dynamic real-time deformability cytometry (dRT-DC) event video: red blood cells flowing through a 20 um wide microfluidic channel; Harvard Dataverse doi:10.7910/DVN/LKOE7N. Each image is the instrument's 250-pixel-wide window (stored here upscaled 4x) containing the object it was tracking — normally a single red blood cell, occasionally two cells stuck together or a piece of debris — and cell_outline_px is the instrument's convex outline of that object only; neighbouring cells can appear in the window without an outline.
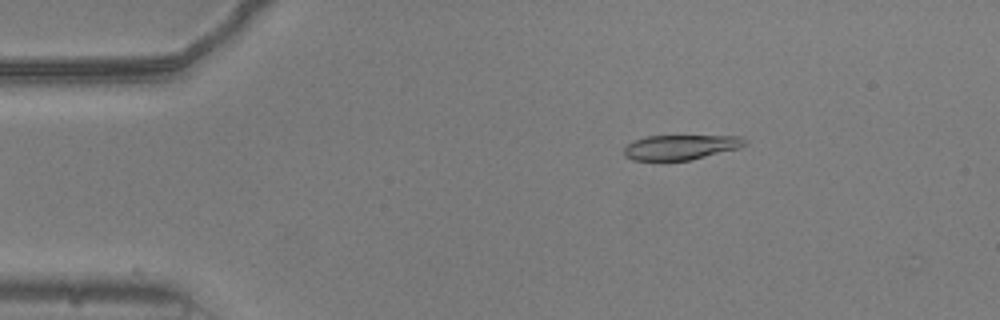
{"species": "common noctule bat (a hibernating species)", "species_latin": "Nyctalus noctula", "temperature_condition": "warm", "stored_images_in_passage": 10, "camera_frame_rate_fps": 3000, "um_per_image_px": 0.085, "animal": {"sex": "male", "body_mass_g": 20.5, "forearm_length_mm": 52.5}, "frame": {"image": 1, "passage_image": 9, "time_ms": 2.667, "image_size_px": [1000, 320], "cell_outline_px": [[748, 140], [740, 148], [692, 160], [632, 160], [624, 156], [624, 148], [628, 144], [636, 140], [648, 136], [740, 136]], "centroid_in_image_um": [57.88, 12.52], "position_along_channel_um": 27.1, "area_um2": 17.46}}